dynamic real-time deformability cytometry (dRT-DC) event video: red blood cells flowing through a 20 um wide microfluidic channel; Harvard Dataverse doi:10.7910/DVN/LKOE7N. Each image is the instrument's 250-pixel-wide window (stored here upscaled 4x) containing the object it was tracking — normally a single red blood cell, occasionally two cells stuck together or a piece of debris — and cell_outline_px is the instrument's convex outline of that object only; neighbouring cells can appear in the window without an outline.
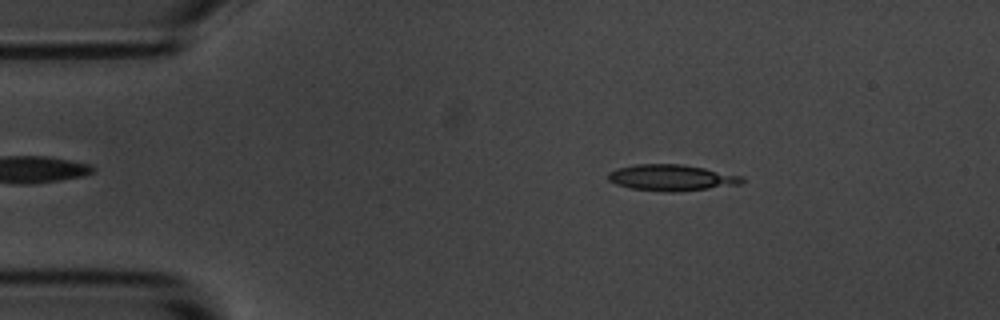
{"species": "common noctule bat (a hibernating species)", "species_latin": "Nyctalus noctula", "temperature_condition": "room temperature", "stored_images_in_passage": 12, "camera_frame_rate_fps": 3000, "um_per_image_px": 0.085, "animal": {"sex": "male", "body_mass_g": 20.1, "forearm_length_mm": 53.5}, "frame": {"image": 1, "passage_image": 8, "time_ms": 2.333, "image_size_px": [1000, 320], "cell_outline_px": [[744, 184], [672, 192], [632, 188], [616, 184], [608, 180], [608, 172], [616, 168], [636, 164], [684, 164], [744, 176]], "centroid_in_image_um": [57.1, 15.09], "position_along_channel_um": 27.9, "area_um2": 20.35}}